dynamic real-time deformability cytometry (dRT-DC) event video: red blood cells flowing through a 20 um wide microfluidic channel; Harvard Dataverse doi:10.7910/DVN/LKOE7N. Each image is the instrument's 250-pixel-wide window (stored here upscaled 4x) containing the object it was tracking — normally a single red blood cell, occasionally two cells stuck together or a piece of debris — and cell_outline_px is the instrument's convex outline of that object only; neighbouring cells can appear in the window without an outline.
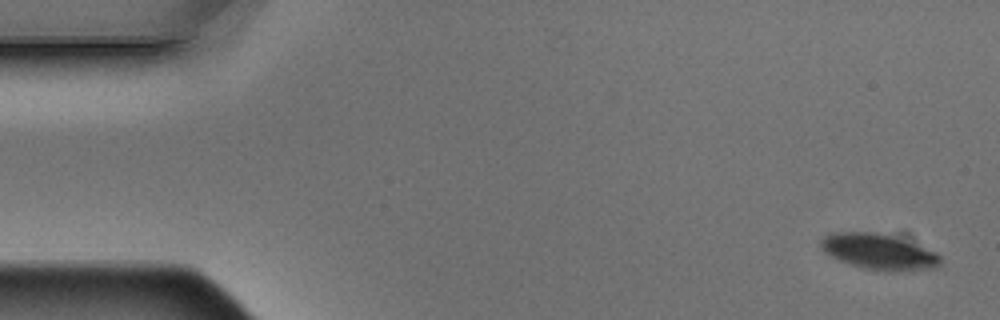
{"species": "Egyptian fruit bat (a non-hibernating species)", "species_latin": "Rousettus aegyptiacus", "temperature_condition": "warm", "stored_images_in_passage": 4, "camera_frame_rate_fps": 3000, "um_per_image_px": 0.085, "animal": {"sex": "male"}, "frame": {"image": 1, "passage_image": 1, "time_ms": 0.0, "image_size_px": [1000, 320], "cell_outline_px": [[940, 264], [936, 268], [864, 268], [840, 260], [824, 252], [820, 248], [820, 240], [824, 236], [832, 232], [876, 232], [892, 236], [936, 252], [940, 256]], "centroid_in_image_um": [74.61, 21.33], "position_along_channel_um": 10.4, "area_um2": 23.58}}
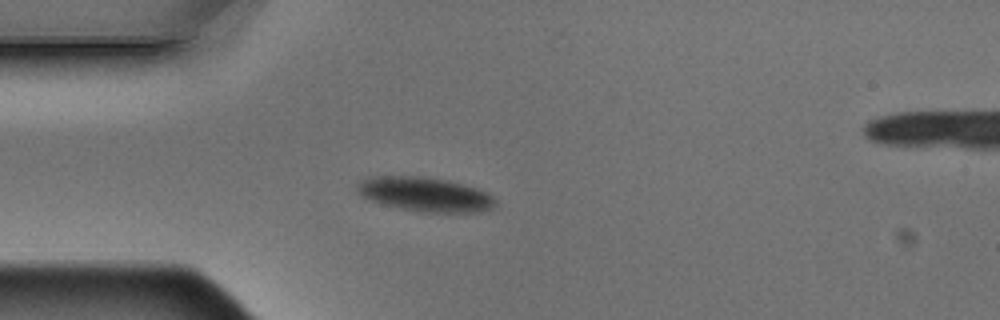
{"frame": {"image": 2, "passage_image": 4, "time_ms": 1.0, "image_size_px": [1000, 320], "cell_outline_px": [[496, 204], [492, 208], [484, 212], [420, 212], [400, 208], [368, 200], [360, 196], [356, 192], [356, 184], [364, 176], [420, 176], [448, 180], [476, 188], [492, 196], [496, 200]], "centroid_in_image_um": [36.06, 16.51], "position_along_channel_um": 48.9, "area_um2": 27.92}}